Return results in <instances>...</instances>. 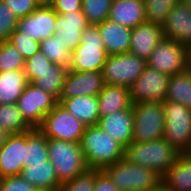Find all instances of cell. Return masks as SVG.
<instances>
[{"mask_svg": "<svg viewBox=\"0 0 191 191\" xmlns=\"http://www.w3.org/2000/svg\"><path fill=\"white\" fill-rule=\"evenodd\" d=\"M149 191H168L162 184H160L155 189L149 190Z\"/></svg>", "mask_w": 191, "mask_h": 191, "instance_id": "bcb514c9", "label": "cell"}, {"mask_svg": "<svg viewBox=\"0 0 191 191\" xmlns=\"http://www.w3.org/2000/svg\"><path fill=\"white\" fill-rule=\"evenodd\" d=\"M51 64L53 63L43 54L41 50L25 60L24 72L29 83H33L39 77V74L48 69V66Z\"/></svg>", "mask_w": 191, "mask_h": 191, "instance_id": "d590c367", "label": "cell"}, {"mask_svg": "<svg viewBox=\"0 0 191 191\" xmlns=\"http://www.w3.org/2000/svg\"><path fill=\"white\" fill-rule=\"evenodd\" d=\"M26 132L9 135L0 147V178L20 176L25 167Z\"/></svg>", "mask_w": 191, "mask_h": 191, "instance_id": "9a60e30c", "label": "cell"}, {"mask_svg": "<svg viewBox=\"0 0 191 191\" xmlns=\"http://www.w3.org/2000/svg\"><path fill=\"white\" fill-rule=\"evenodd\" d=\"M18 18H24L32 13L39 4L35 0H2Z\"/></svg>", "mask_w": 191, "mask_h": 191, "instance_id": "f35d334b", "label": "cell"}, {"mask_svg": "<svg viewBox=\"0 0 191 191\" xmlns=\"http://www.w3.org/2000/svg\"><path fill=\"white\" fill-rule=\"evenodd\" d=\"M93 191H120L112 182V180L108 177V175L101 171L96 176V181L94 184Z\"/></svg>", "mask_w": 191, "mask_h": 191, "instance_id": "b9f144b4", "label": "cell"}, {"mask_svg": "<svg viewBox=\"0 0 191 191\" xmlns=\"http://www.w3.org/2000/svg\"><path fill=\"white\" fill-rule=\"evenodd\" d=\"M108 55L129 53L132 29L107 19L97 25Z\"/></svg>", "mask_w": 191, "mask_h": 191, "instance_id": "44dd1931", "label": "cell"}, {"mask_svg": "<svg viewBox=\"0 0 191 191\" xmlns=\"http://www.w3.org/2000/svg\"><path fill=\"white\" fill-rule=\"evenodd\" d=\"M147 65L170 76L182 72L186 70V46L164 38L153 50Z\"/></svg>", "mask_w": 191, "mask_h": 191, "instance_id": "7c38bea8", "label": "cell"}, {"mask_svg": "<svg viewBox=\"0 0 191 191\" xmlns=\"http://www.w3.org/2000/svg\"><path fill=\"white\" fill-rule=\"evenodd\" d=\"M58 104V99L52 94L29 83L23 90L16 105L25 121L32 128H39L44 117Z\"/></svg>", "mask_w": 191, "mask_h": 191, "instance_id": "30bf717a", "label": "cell"}, {"mask_svg": "<svg viewBox=\"0 0 191 191\" xmlns=\"http://www.w3.org/2000/svg\"><path fill=\"white\" fill-rule=\"evenodd\" d=\"M49 160L61 184L89 169L81 144L47 138Z\"/></svg>", "mask_w": 191, "mask_h": 191, "instance_id": "277c9868", "label": "cell"}, {"mask_svg": "<svg viewBox=\"0 0 191 191\" xmlns=\"http://www.w3.org/2000/svg\"><path fill=\"white\" fill-rule=\"evenodd\" d=\"M99 103V117L113 112L128 109L132 106L129 88L118 85L105 84L97 95Z\"/></svg>", "mask_w": 191, "mask_h": 191, "instance_id": "d4e9b609", "label": "cell"}, {"mask_svg": "<svg viewBox=\"0 0 191 191\" xmlns=\"http://www.w3.org/2000/svg\"><path fill=\"white\" fill-rule=\"evenodd\" d=\"M146 66L145 60L131 53L108 55L101 71L103 82L130 88Z\"/></svg>", "mask_w": 191, "mask_h": 191, "instance_id": "ba28073f", "label": "cell"}, {"mask_svg": "<svg viewBox=\"0 0 191 191\" xmlns=\"http://www.w3.org/2000/svg\"><path fill=\"white\" fill-rule=\"evenodd\" d=\"M67 72L68 69L53 63L43 73L39 74L33 84L59 99Z\"/></svg>", "mask_w": 191, "mask_h": 191, "instance_id": "f1b7e54d", "label": "cell"}, {"mask_svg": "<svg viewBox=\"0 0 191 191\" xmlns=\"http://www.w3.org/2000/svg\"><path fill=\"white\" fill-rule=\"evenodd\" d=\"M7 41L17 48L25 60L32 57L40 50V42L29 39L17 29L10 35V38Z\"/></svg>", "mask_w": 191, "mask_h": 191, "instance_id": "8d00e7d4", "label": "cell"}, {"mask_svg": "<svg viewBox=\"0 0 191 191\" xmlns=\"http://www.w3.org/2000/svg\"><path fill=\"white\" fill-rule=\"evenodd\" d=\"M57 13L51 5H39L32 13L18 19L17 30L29 39L42 42L53 36Z\"/></svg>", "mask_w": 191, "mask_h": 191, "instance_id": "4fadbf2b", "label": "cell"}, {"mask_svg": "<svg viewBox=\"0 0 191 191\" xmlns=\"http://www.w3.org/2000/svg\"><path fill=\"white\" fill-rule=\"evenodd\" d=\"M165 39L187 46L191 43V9L177 2L162 25Z\"/></svg>", "mask_w": 191, "mask_h": 191, "instance_id": "2e32d148", "label": "cell"}, {"mask_svg": "<svg viewBox=\"0 0 191 191\" xmlns=\"http://www.w3.org/2000/svg\"><path fill=\"white\" fill-rule=\"evenodd\" d=\"M102 170L88 169L74 179L67 181L57 191H93L96 176Z\"/></svg>", "mask_w": 191, "mask_h": 191, "instance_id": "e575fe53", "label": "cell"}, {"mask_svg": "<svg viewBox=\"0 0 191 191\" xmlns=\"http://www.w3.org/2000/svg\"><path fill=\"white\" fill-rule=\"evenodd\" d=\"M113 0H82V11L89 25L107 20Z\"/></svg>", "mask_w": 191, "mask_h": 191, "instance_id": "1f68e13d", "label": "cell"}, {"mask_svg": "<svg viewBox=\"0 0 191 191\" xmlns=\"http://www.w3.org/2000/svg\"><path fill=\"white\" fill-rule=\"evenodd\" d=\"M186 70L191 72V43L186 46Z\"/></svg>", "mask_w": 191, "mask_h": 191, "instance_id": "7bdbcfd3", "label": "cell"}, {"mask_svg": "<svg viewBox=\"0 0 191 191\" xmlns=\"http://www.w3.org/2000/svg\"><path fill=\"white\" fill-rule=\"evenodd\" d=\"M181 153L164 137L149 142H131L125 148L124 158L130 163L152 169L163 176Z\"/></svg>", "mask_w": 191, "mask_h": 191, "instance_id": "7a4b0ae2", "label": "cell"}, {"mask_svg": "<svg viewBox=\"0 0 191 191\" xmlns=\"http://www.w3.org/2000/svg\"><path fill=\"white\" fill-rule=\"evenodd\" d=\"M18 18L8 6L0 0V42L7 41L17 29Z\"/></svg>", "mask_w": 191, "mask_h": 191, "instance_id": "74e56055", "label": "cell"}, {"mask_svg": "<svg viewBox=\"0 0 191 191\" xmlns=\"http://www.w3.org/2000/svg\"><path fill=\"white\" fill-rule=\"evenodd\" d=\"M89 26L82 10L57 14L54 35L73 51L80 43L83 31Z\"/></svg>", "mask_w": 191, "mask_h": 191, "instance_id": "e0dca14e", "label": "cell"}, {"mask_svg": "<svg viewBox=\"0 0 191 191\" xmlns=\"http://www.w3.org/2000/svg\"><path fill=\"white\" fill-rule=\"evenodd\" d=\"M38 129L47 138L80 143L86 125L58 103L44 117Z\"/></svg>", "mask_w": 191, "mask_h": 191, "instance_id": "9c48e42d", "label": "cell"}, {"mask_svg": "<svg viewBox=\"0 0 191 191\" xmlns=\"http://www.w3.org/2000/svg\"><path fill=\"white\" fill-rule=\"evenodd\" d=\"M9 133H7L6 131L0 129V147L6 143L8 137H9Z\"/></svg>", "mask_w": 191, "mask_h": 191, "instance_id": "ee69618b", "label": "cell"}, {"mask_svg": "<svg viewBox=\"0 0 191 191\" xmlns=\"http://www.w3.org/2000/svg\"><path fill=\"white\" fill-rule=\"evenodd\" d=\"M177 2L179 0H144L146 22L162 26Z\"/></svg>", "mask_w": 191, "mask_h": 191, "instance_id": "d6a6232c", "label": "cell"}, {"mask_svg": "<svg viewBox=\"0 0 191 191\" xmlns=\"http://www.w3.org/2000/svg\"><path fill=\"white\" fill-rule=\"evenodd\" d=\"M40 50L54 64L70 69L71 54L66 45H64L56 35L46 38L40 42Z\"/></svg>", "mask_w": 191, "mask_h": 191, "instance_id": "4dcf8cb0", "label": "cell"}, {"mask_svg": "<svg viewBox=\"0 0 191 191\" xmlns=\"http://www.w3.org/2000/svg\"><path fill=\"white\" fill-rule=\"evenodd\" d=\"M25 59L8 41L0 42V72L24 69Z\"/></svg>", "mask_w": 191, "mask_h": 191, "instance_id": "836d02e7", "label": "cell"}, {"mask_svg": "<svg viewBox=\"0 0 191 191\" xmlns=\"http://www.w3.org/2000/svg\"><path fill=\"white\" fill-rule=\"evenodd\" d=\"M80 144L89 169L103 171L125 156V147L98 125L86 127Z\"/></svg>", "mask_w": 191, "mask_h": 191, "instance_id": "6da1fadb", "label": "cell"}, {"mask_svg": "<svg viewBox=\"0 0 191 191\" xmlns=\"http://www.w3.org/2000/svg\"><path fill=\"white\" fill-rule=\"evenodd\" d=\"M0 129L12 135L33 128L25 121L16 104H2L0 105Z\"/></svg>", "mask_w": 191, "mask_h": 191, "instance_id": "f546056e", "label": "cell"}, {"mask_svg": "<svg viewBox=\"0 0 191 191\" xmlns=\"http://www.w3.org/2000/svg\"><path fill=\"white\" fill-rule=\"evenodd\" d=\"M179 2L187 5L191 9V0H179Z\"/></svg>", "mask_w": 191, "mask_h": 191, "instance_id": "7dc6e473", "label": "cell"}, {"mask_svg": "<svg viewBox=\"0 0 191 191\" xmlns=\"http://www.w3.org/2000/svg\"><path fill=\"white\" fill-rule=\"evenodd\" d=\"M49 160L47 137L38 129L26 131L25 166Z\"/></svg>", "mask_w": 191, "mask_h": 191, "instance_id": "4316f807", "label": "cell"}, {"mask_svg": "<svg viewBox=\"0 0 191 191\" xmlns=\"http://www.w3.org/2000/svg\"><path fill=\"white\" fill-rule=\"evenodd\" d=\"M165 100L182 104L191 109V72L184 70L169 79Z\"/></svg>", "mask_w": 191, "mask_h": 191, "instance_id": "83f0119b", "label": "cell"}, {"mask_svg": "<svg viewBox=\"0 0 191 191\" xmlns=\"http://www.w3.org/2000/svg\"><path fill=\"white\" fill-rule=\"evenodd\" d=\"M0 191H38L22 176H10L0 178Z\"/></svg>", "mask_w": 191, "mask_h": 191, "instance_id": "ab89813d", "label": "cell"}, {"mask_svg": "<svg viewBox=\"0 0 191 191\" xmlns=\"http://www.w3.org/2000/svg\"><path fill=\"white\" fill-rule=\"evenodd\" d=\"M165 125L163 137L181 154L191 153V109L163 101Z\"/></svg>", "mask_w": 191, "mask_h": 191, "instance_id": "5b68a950", "label": "cell"}, {"mask_svg": "<svg viewBox=\"0 0 191 191\" xmlns=\"http://www.w3.org/2000/svg\"><path fill=\"white\" fill-rule=\"evenodd\" d=\"M168 191H191V153L180 154L174 165L162 176Z\"/></svg>", "mask_w": 191, "mask_h": 191, "instance_id": "cb8c5ba5", "label": "cell"}, {"mask_svg": "<svg viewBox=\"0 0 191 191\" xmlns=\"http://www.w3.org/2000/svg\"><path fill=\"white\" fill-rule=\"evenodd\" d=\"M39 5H51L53 0H35Z\"/></svg>", "mask_w": 191, "mask_h": 191, "instance_id": "f6af8a7d", "label": "cell"}, {"mask_svg": "<svg viewBox=\"0 0 191 191\" xmlns=\"http://www.w3.org/2000/svg\"><path fill=\"white\" fill-rule=\"evenodd\" d=\"M58 103L86 125V127L98 124L100 117L97 96H78L58 99Z\"/></svg>", "mask_w": 191, "mask_h": 191, "instance_id": "7402d4cb", "label": "cell"}, {"mask_svg": "<svg viewBox=\"0 0 191 191\" xmlns=\"http://www.w3.org/2000/svg\"><path fill=\"white\" fill-rule=\"evenodd\" d=\"M120 191H149L161 184L156 171L130 163L125 158L103 170Z\"/></svg>", "mask_w": 191, "mask_h": 191, "instance_id": "3957f363", "label": "cell"}, {"mask_svg": "<svg viewBox=\"0 0 191 191\" xmlns=\"http://www.w3.org/2000/svg\"><path fill=\"white\" fill-rule=\"evenodd\" d=\"M134 115L133 142H149L164 135L163 102L132 104Z\"/></svg>", "mask_w": 191, "mask_h": 191, "instance_id": "52a82bcc", "label": "cell"}, {"mask_svg": "<svg viewBox=\"0 0 191 191\" xmlns=\"http://www.w3.org/2000/svg\"><path fill=\"white\" fill-rule=\"evenodd\" d=\"M108 54L97 25H89L82 33L81 43L72 51L73 71H102Z\"/></svg>", "mask_w": 191, "mask_h": 191, "instance_id": "8992f818", "label": "cell"}, {"mask_svg": "<svg viewBox=\"0 0 191 191\" xmlns=\"http://www.w3.org/2000/svg\"><path fill=\"white\" fill-rule=\"evenodd\" d=\"M21 176L38 191H57L61 186L51 161L44 164H30L22 170Z\"/></svg>", "mask_w": 191, "mask_h": 191, "instance_id": "603a6c76", "label": "cell"}, {"mask_svg": "<svg viewBox=\"0 0 191 191\" xmlns=\"http://www.w3.org/2000/svg\"><path fill=\"white\" fill-rule=\"evenodd\" d=\"M164 39L162 26L144 22L132 28L129 53L140 59L149 60L157 44Z\"/></svg>", "mask_w": 191, "mask_h": 191, "instance_id": "d6986e66", "label": "cell"}, {"mask_svg": "<svg viewBox=\"0 0 191 191\" xmlns=\"http://www.w3.org/2000/svg\"><path fill=\"white\" fill-rule=\"evenodd\" d=\"M104 85L101 71L68 70L59 99L97 96Z\"/></svg>", "mask_w": 191, "mask_h": 191, "instance_id": "5bb4252c", "label": "cell"}, {"mask_svg": "<svg viewBox=\"0 0 191 191\" xmlns=\"http://www.w3.org/2000/svg\"><path fill=\"white\" fill-rule=\"evenodd\" d=\"M97 125L126 148L133 139L134 115L132 106L100 117Z\"/></svg>", "mask_w": 191, "mask_h": 191, "instance_id": "ac0fdd59", "label": "cell"}, {"mask_svg": "<svg viewBox=\"0 0 191 191\" xmlns=\"http://www.w3.org/2000/svg\"><path fill=\"white\" fill-rule=\"evenodd\" d=\"M170 75L158 72L148 65L129 88L132 104L163 102L166 98Z\"/></svg>", "mask_w": 191, "mask_h": 191, "instance_id": "8fae6325", "label": "cell"}, {"mask_svg": "<svg viewBox=\"0 0 191 191\" xmlns=\"http://www.w3.org/2000/svg\"><path fill=\"white\" fill-rule=\"evenodd\" d=\"M82 0H53L52 8L57 14H65L76 10H82Z\"/></svg>", "mask_w": 191, "mask_h": 191, "instance_id": "60d3db41", "label": "cell"}, {"mask_svg": "<svg viewBox=\"0 0 191 191\" xmlns=\"http://www.w3.org/2000/svg\"><path fill=\"white\" fill-rule=\"evenodd\" d=\"M109 20L127 28L146 22L144 0H113Z\"/></svg>", "mask_w": 191, "mask_h": 191, "instance_id": "ffe728a7", "label": "cell"}, {"mask_svg": "<svg viewBox=\"0 0 191 191\" xmlns=\"http://www.w3.org/2000/svg\"><path fill=\"white\" fill-rule=\"evenodd\" d=\"M28 84L24 69L0 72V105L16 104Z\"/></svg>", "mask_w": 191, "mask_h": 191, "instance_id": "484cf974", "label": "cell"}]
</instances>
